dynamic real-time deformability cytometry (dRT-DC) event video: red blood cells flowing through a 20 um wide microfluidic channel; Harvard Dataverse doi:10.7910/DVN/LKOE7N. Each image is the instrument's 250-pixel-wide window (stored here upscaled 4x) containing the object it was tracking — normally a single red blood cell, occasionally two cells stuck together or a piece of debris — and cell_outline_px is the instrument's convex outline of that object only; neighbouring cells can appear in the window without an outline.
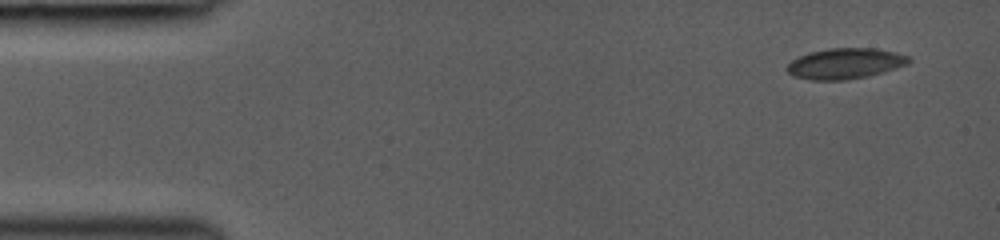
{"species": "common noctule bat (a hibernating species)", "species_latin": "Nyctalus noctula", "temperature_condition": "room temperature", "stored_images_in_passage": 7, "camera_frame_rate_fps": 3000, "um_per_image_px": 0.085, "animal": {"sex": "female", "body_mass_g": 19.0, "forearm_length_mm": 53.3}, "frame": {"image": 1, "passage_image": 1, "time_ms": 0.0, "image_size_px": [1000, 240], "cell_outline_px": [[912, 60], [908, 64], [896, 68], [864, 76], [844, 80], [812, 80], [792, 76], [784, 68], [792, 60], [808, 52], [828, 48], [876, 48], [896, 52], [908, 56]], "centroid_in_image_um": [71.81, 5.39], "position_along_channel_um": 13.2, "area_um2": 21.73}}
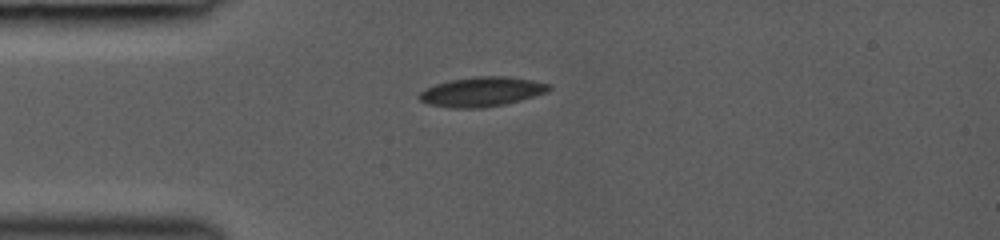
{"frame": {"image": 2, "passage_image": 6, "time_ms": 3.0, "image_size_px": [1000, 240], "cell_outline_px": [[552, 88], [548, 92], [520, 100], [504, 104], [480, 108], [452, 108], [428, 104], [420, 100], [416, 96], [424, 88], [436, 84], [452, 80], [476, 76], [508, 76], [532, 80], [552, 84]], "centroid_in_image_um": [40.96, 7.79], "position_along_channel_um": 44.0, "area_um2": 22.43}}